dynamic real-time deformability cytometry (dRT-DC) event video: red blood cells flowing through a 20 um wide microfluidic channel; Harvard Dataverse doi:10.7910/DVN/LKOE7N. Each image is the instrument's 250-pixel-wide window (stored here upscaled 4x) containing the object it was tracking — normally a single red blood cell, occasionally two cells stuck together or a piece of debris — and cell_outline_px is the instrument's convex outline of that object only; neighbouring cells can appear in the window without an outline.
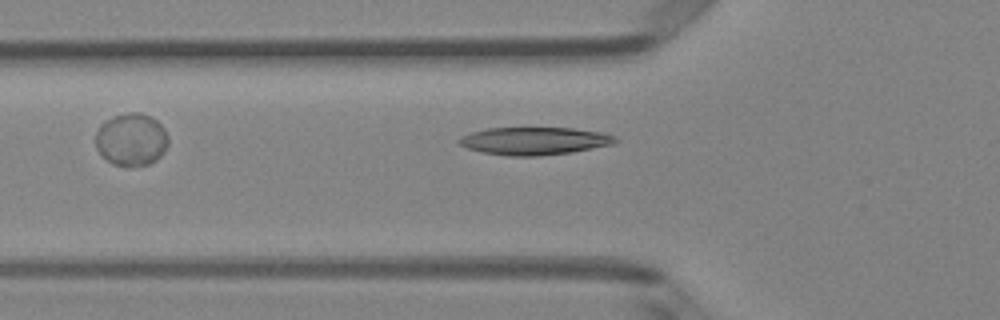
{"species": "Egyptian fruit bat (a non-hibernating species)", "species_latin": "Rousettus aegyptiacus", "temperature_condition": "room temperature", "stored_images_in_passage": 33, "camera_frame_rate_fps": 3000, "um_per_image_px": 0.085, "animal": {"sex": "female"}, "frame": {"image": 1, "passage_image": 2, "time_ms": 0.333, "image_size_px": [1000, 320], "cell_outline_px": [[620, 140], [616, 144], [572, 152], [540, 156], [508, 156], [484, 152], [468, 148], [460, 144], [456, 140], [460, 136], [472, 132], [488, 128], [572, 128], [600, 132], [616, 136]], "centroid_in_image_um": [45.47, 11.98], "position_along_channel_um": 80.3, "area_um2": 25.32}}
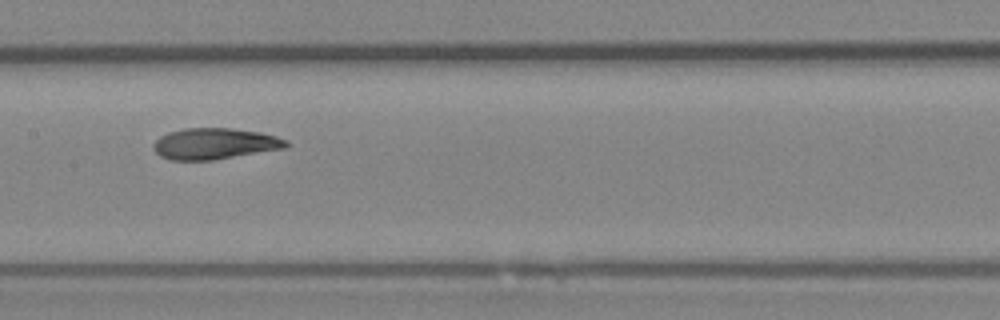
{"frame": {"image": 2, "passage_image": 10, "time_ms": 3.0, "image_size_px": [1000, 320], "cell_outline_px": [[288, 148], [212, 160], [168, 160], [160, 156], [152, 148], [152, 144], [160, 136], [168, 132], [184, 128], [228, 128], [260, 132], [276, 136], [288, 140]], "centroid_in_image_um": [18.24, 12.22], "position_along_channel_um": 189.2, "area_um2": 24.28}}
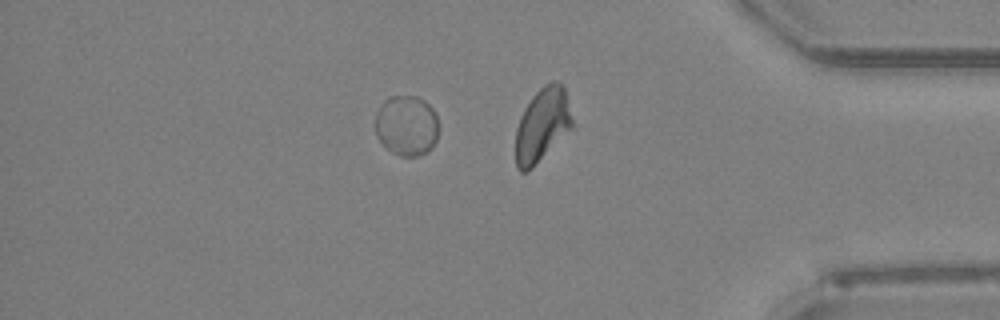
{"frame": {"image": 3, "passage_image": 26, "time_ms": 8.333, "image_size_px": [1000, 320], "cell_outline_px": [[436, 140], [432, 148], [428, 152], [416, 156], [400, 156], [388, 148], [376, 136], [376, 112], [380, 104], [384, 100], [392, 96], [416, 96], [424, 100], [432, 108], [436, 116]], "centroid_in_image_um": [34.54, 10.66], "position_along_channel_um": 400.7, "area_um2": 22.08}, "authors_computed_cell_mechanics": {"area_um2": 23.9292, "velocity_mm_per_s": 4.0791, "shape_relaxation_time_tau1_ms": 3.5866, "shape_relaxation_time_tau2_ms": 1.0024, "deformation_change_tau1": 0.1506, "deformation_change_tau2": 0.0565}}